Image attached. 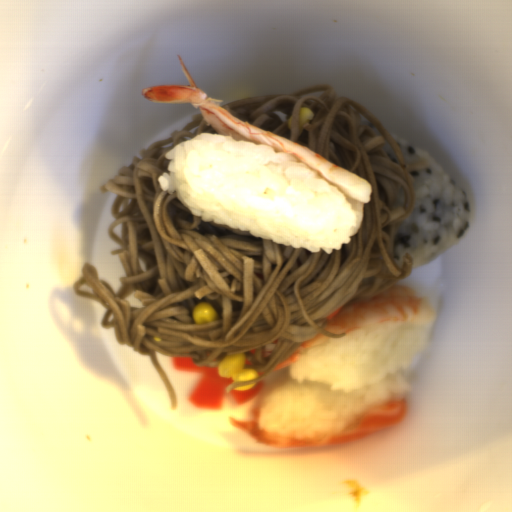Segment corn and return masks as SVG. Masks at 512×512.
<instances>
[{
    "label": "corn",
    "instance_id": "obj_1",
    "mask_svg": "<svg viewBox=\"0 0 512 512\" xmlns=\"http://www.w3.org/2000/svg\"><path fill=\"white\" fill-rule=\"evenodd\" d=\"M245 366V353L226 354L219 363L218 373L220 377L232 379L233 383L256 379L258 376L256 370L245 368Z\"/></svg>",
    "mask_w": 512,
    "mask_h": 512
},
{
    "label": "corn",
    "instance_id": "obj_2",
    "mask_svg": "<svg viewBox=\"0 0 512 512\" xmlns=\"http://www.w3.org/2000/svg\"><path fill=\"white\" fill-rule=\"evenodd\" d=\"M192 317L195 324H203L216 321L218 314L215 308L208 302H199L192 308Z\"/></svg>",
    "mask_w": 512,
    "mask_h": 512
},
{
    "label": "corn",
    "instance_id": "obj_3",
    "mask_svg": "<svg viewBox=\"0 0 512 512\" xmlns=\"http://www.w3.org/2000/svg\"><path fill=\"white\" fill-rule=\"evenodd\" d=\"M314 111L309 109L308 107H300L298 111V117H299V127L298 130L300 134H302L303 130L306 126L310 125L311 120L315 117Z\"/></svg>",
    "mask_w": 512,
    "mask_h": 512
}]
</instances>
